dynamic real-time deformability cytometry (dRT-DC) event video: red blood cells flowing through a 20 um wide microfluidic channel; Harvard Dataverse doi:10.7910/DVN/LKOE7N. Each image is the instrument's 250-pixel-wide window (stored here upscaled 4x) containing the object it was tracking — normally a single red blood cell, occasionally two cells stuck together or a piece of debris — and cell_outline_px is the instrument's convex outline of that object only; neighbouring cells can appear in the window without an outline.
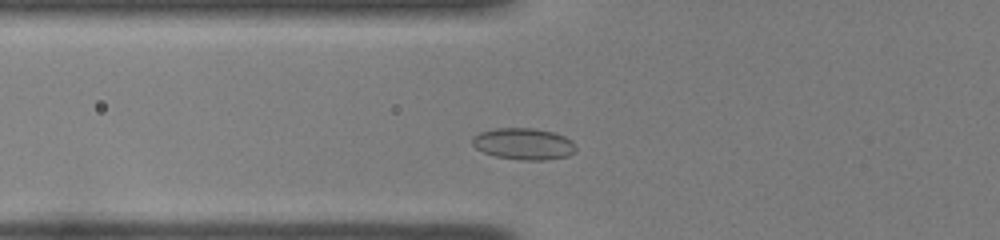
{"species": "common noctule bat (a hibernating species)", "species_latin": "Nyctalus noctula", "temperature_condition": "room temperature", "stored_images_in_passage": 37, "camera_frame_rate_fps": 3000, "um_per_image_px": 0.085, "animal": {"sex": "female", "body_mass_g": 22.0, "forearm_length_mm": 56.7}, "frame": {"image": 1, "passage_image": 6, "time_ms": 1.667, "image_size_px": [1000, 240], "cell_outline_px": [[576, 148], [568, 156], [544, 160], [520, 160], [496, 156], [484, 152], [476, 148], [472, 144], [472, 136], [480, 132], [496, 128], [536, 128], [552, 132], [564, 136], [572, 140], [576, 144]], "centroid_in_image_um": [44.51, 12.22], "position_along_channel_um": 81.3, "area_um2": 19.07}}
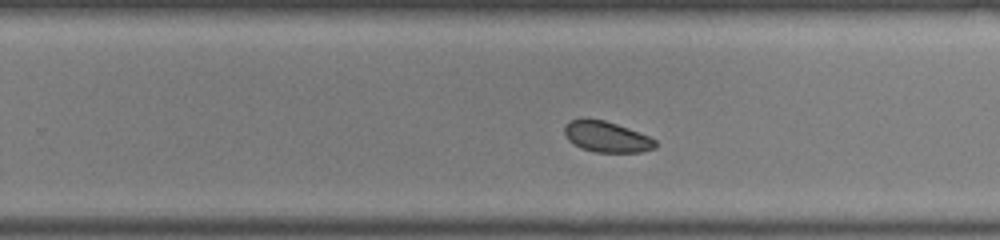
{"frame": {"image": 2, "passage_image": 21, "time_ms": 6.667, "image_size_px": [1000, 240], "cell_outline_px": [[656, 148], [640, 152], [596, 152], [580, 148], [572, 144], [568, 140], [564, 132], [564, 124], [572, 120], [604, 120], [616, 124], [648, 136], [656, 140]], "centroid_in_image_um": [51.55, 11.65], "position_along_channel_um": 278.3, "area_um2": 16.07}}
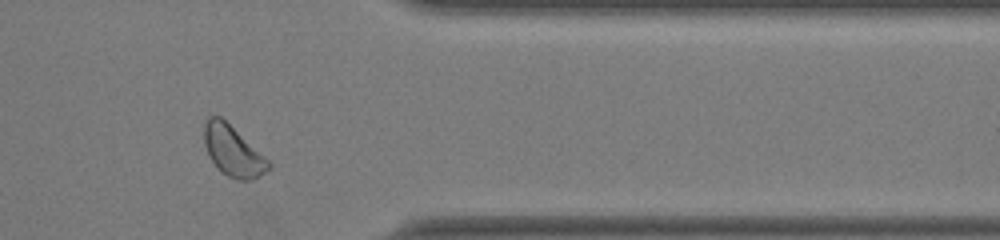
{"frame": {"image": 3, "passage_image": 30, "time_ms": 9.667, "image_size_px": [1000, 240], "cell_outline_px": [[272, 168], [248, 180], [236, 180], [228, 176], [208, 156], [204, 144], [204, 124], [208, 116], [220, 116], [268, 160], [272, 164]], "centroid_in_image_um": [19.77, 12.82], "position_along_channel_um": 391.6, "area_um2": 18.32}, "authors_computed_cell_mechanics": {"area_um2": 17.8024, "velocity_mm_per_s": 3.9533, "shape_relaxation_time_tau1_ms": null, "shape_relaxation_time_tau2_ms": 2.695, "deformation_change_tau1": null, "deformation_change_tau2": 0.0555}}